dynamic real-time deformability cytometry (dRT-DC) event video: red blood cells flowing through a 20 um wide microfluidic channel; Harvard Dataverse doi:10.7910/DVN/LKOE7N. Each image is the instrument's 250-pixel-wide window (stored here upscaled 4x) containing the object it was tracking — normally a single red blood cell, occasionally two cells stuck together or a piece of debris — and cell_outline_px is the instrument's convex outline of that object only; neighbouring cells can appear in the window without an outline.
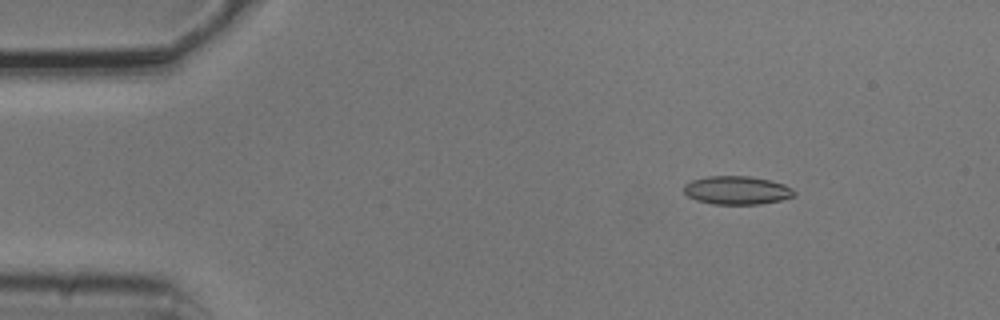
{"species": "common noctule bat (a hibernating species)", "species_latin": "Nyctalus noctula", "temperature_condition": "cold", "stored_images_in_passage": 4, "camera_frame_rate_fps": 3000, "um_per_image_px": 0.085, "animal": {"sex": "male", "body_mass_g": 20.5, "forearm_length_mm": 52.5}, "frame": {"image": 1, "passage_image": 1, "time_ms": 0.0, "image_size_px": [1000, 320], "cell_outline_px": [[796, 196], [780, 200], [760, 204], [712, 204], [696, 200], [688, 196], [684, 192], [684, 184], [692, 180], [708, 176], [748, 176], [768, 180], [784, 184], [792, 188], [796, 192]], "centroid_in_image_um": [62.64, 16.18], "position_along_channel_um": 22.4, "area_um2": 18.26}}
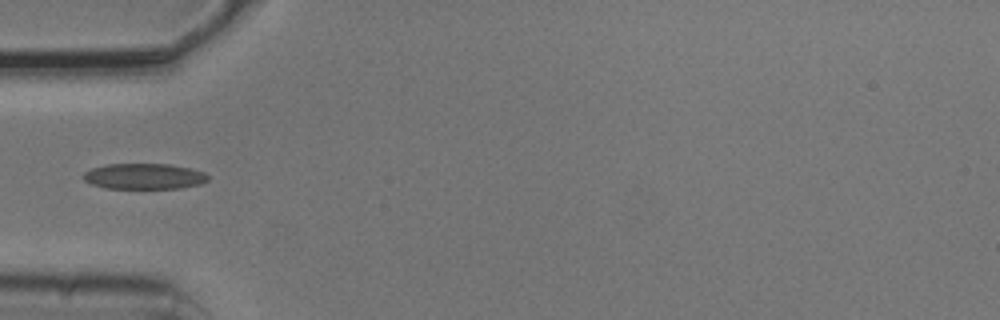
{"frame": {"image": 2, "passage_image": 4, "time_ms": 1.0, "image_size_px": [1000, 320], "cell_outline_px": [[208, 180], [200, 184], [180, 188], [104, 188], [92, 184], [84, 180], [84, 172], [92, 168], [108, 164], [168, 164], [192, 168], [204, 172], [208, 176]], "centroid_in_image_um": [12.27, 14.98], "position_along_channel_um": 72.7, "area_um2": 18.61}}